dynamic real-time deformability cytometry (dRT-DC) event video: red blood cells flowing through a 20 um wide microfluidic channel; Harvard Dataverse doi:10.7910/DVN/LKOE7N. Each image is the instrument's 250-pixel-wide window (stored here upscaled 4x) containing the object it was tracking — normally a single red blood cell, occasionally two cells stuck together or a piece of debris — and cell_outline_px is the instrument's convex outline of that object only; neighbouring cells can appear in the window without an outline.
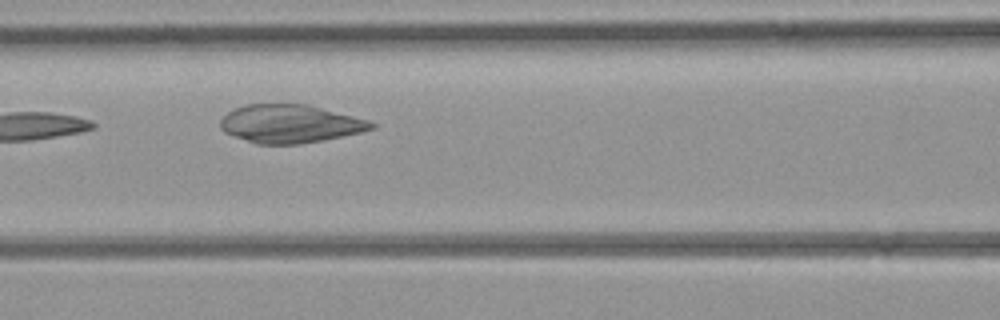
{"species": "common noctule bat (a hibernating species)", "species_latin": "Nyctalus noctula", "temperature_condition": "room temperature", "stored_images_in_passage": 5, "camera_frame_rate_fps": 3000, "um_per_image_px": 0.085, "animal": {"sex": "female", "body_mass_g": 21.9}, "frame": {"image": 1, "passage_image": 4, "time_ms": 3.667, "image_size_px": [1000, 320], "cell_outline_px": [[376, 128], [360, 132], [300, 144], [256, 144], [224, 132], [220, 128], [220, 120], [232, 108], [244, 104], [308, 104], [368, 120], [376, 124]], "centroid_in_image_um": [24.62, 10.51], "position_along_channel_um": 142.0, "area_um2": 33.52}}
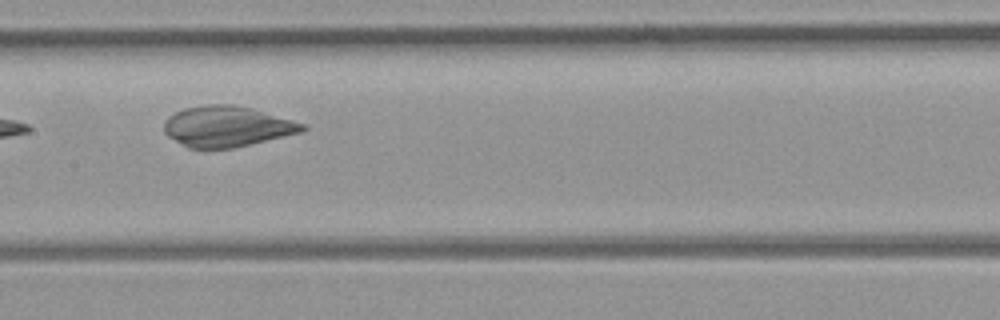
{"frame": {"image": 2, "passage_image": 5, "time_ms": 4.667, "image_size_px": [1000, 320], "cell_outline_px": [[308, 128], [300, 132], [232, 148], [188, 148], [168, 136], [164, 132], [164, 120], [168, 116], [184, 108], [208, 104], [232, 104], [252, 108], [308, 124]], "centroid_in_image_um": [19.29, 10.73], "position_along_channel_um": 188.1, "area_um2": 32.71}}